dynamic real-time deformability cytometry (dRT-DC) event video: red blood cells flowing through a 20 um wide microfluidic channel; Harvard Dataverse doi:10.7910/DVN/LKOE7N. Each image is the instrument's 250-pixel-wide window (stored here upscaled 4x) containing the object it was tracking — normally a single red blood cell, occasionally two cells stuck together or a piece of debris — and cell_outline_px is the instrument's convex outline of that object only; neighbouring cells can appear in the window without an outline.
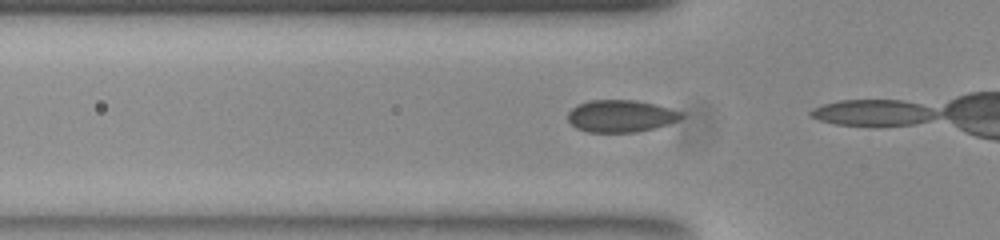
{"species": "common noctule bat (a hibernating species)", "species_latin": "Nyctalus noctula", "temperature_condition": "room temperature", "stored_images_in_passage": 6, "camera_frame_rate_fps": 3000, "um_per_image_px": 0.085, "animal": {"sex": "female", "body_mass_g": 23.0, "forearm_length_mm": 53.4}, "frame": {"image": 1, "passage_image": 5, "time_ms": 1.333, "image_size_px": [1000, 240], "cell_outline_px": [[684, 116], [668, 124], [656, 128], [636, 132], [588, 132], [576, 128], [568, 120], [568, 112], [576, 104], [588, 100], [636, 100], [656, 104], [684, 112]], "centroid_in_image_um": [52.77, 9.85], "position_along_channel_um": 73.0, "area_um2": 21.44}}